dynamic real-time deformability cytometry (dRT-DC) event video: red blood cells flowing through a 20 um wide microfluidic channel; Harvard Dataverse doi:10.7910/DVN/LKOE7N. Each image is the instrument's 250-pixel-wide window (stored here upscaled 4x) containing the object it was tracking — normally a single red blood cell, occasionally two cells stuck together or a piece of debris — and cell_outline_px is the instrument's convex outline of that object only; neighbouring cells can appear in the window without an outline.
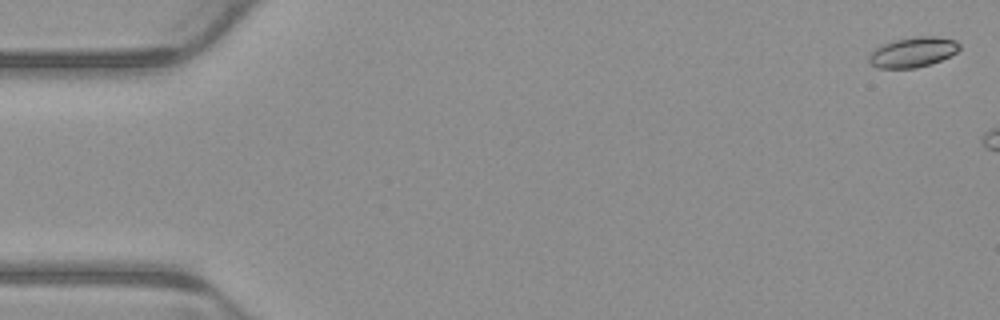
{"species": "common noctule bat (a hibernating species)", "species_latin": "Nyctalus noctula", "temperature_condition": "warm", "stored_images_in_passage": 3, "camera_frame_rate_fps": 3000, "um_per_image_px": 0.085, "animal": {"sex": "male", "body_mass_g": 23.1, "forearm_length_mm": 52.7}, "frame": {"image": 1, "passage_image": 1, "time_ms": 0.0, "image_size_px": [1000, 320], "cell_outline_px": [[960, 48], [956, 52], [932, 64], [916, 68], [876, 68], [868, 60], [868, 56], [876, 48], [884, 44], [896, 40], [916, 36], [936, 36], [956, 40], [960, 44]], "centroid_in_image_um": [77.61, 4.44], "position_along_channel_um": 7.4, "area_um2": 15.78}}